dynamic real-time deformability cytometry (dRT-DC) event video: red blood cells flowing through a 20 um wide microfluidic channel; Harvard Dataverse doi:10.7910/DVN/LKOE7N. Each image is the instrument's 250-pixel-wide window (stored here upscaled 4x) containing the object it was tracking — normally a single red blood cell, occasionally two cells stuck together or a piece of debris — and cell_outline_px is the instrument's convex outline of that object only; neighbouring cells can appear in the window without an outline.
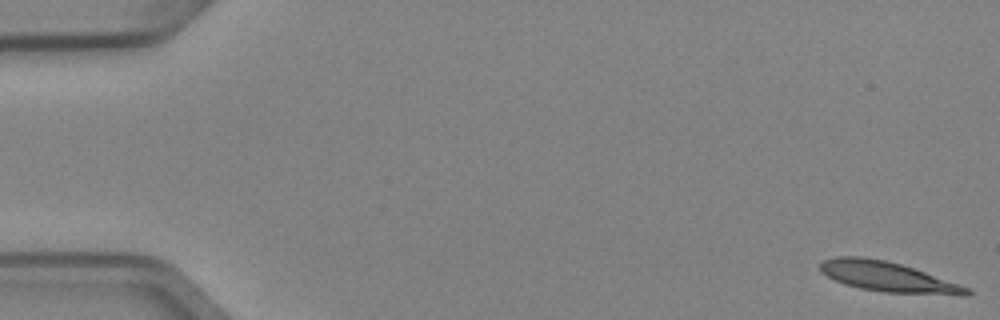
{"species": "Egyptian fruit bat (a non-hibernating species)", "species_latin": "Rousettus aegyptiacus", "temperature_condition": "cold", "stored_images_in_passage": 51, "camera_frame_rate_fps": 3000, "um_per_image_px": 0.085, "animal": {"sex": "female"}, "frame": {"image": 1, "passage_image": 1, "time_ms": 0.0, "image_size_px": [1000, 320], "cell_outline_px": [[972, 292], [968, 296], [960, 296], [884, 292], [860, 288], [844, 284], [820, 272], [820, 264], [824, 260], [836, 256], [860, 256], [884, 260], [900, 264], [972, 288]], "centroid_in_image_um": [75.52, 23.55], "position_along_channel_um": 9.5, "area_um2": 25.66}}
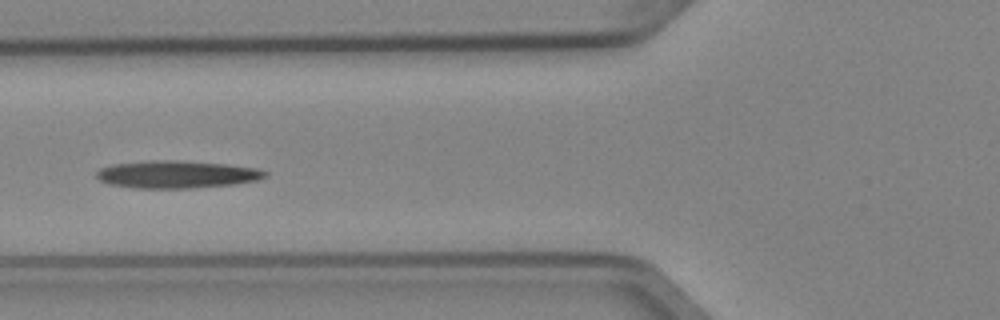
{"frame": {"image": 2, "passage_image": 20, "time_ms": 6.333, "image_size_px": [1000, 320], "cell_outline_px": [[268, 176], [256, 180], [236, 184], [192, 188], [136, 188], [108, 184], [100, 180], [96, 176], [96, 172], [100, 168], [112, 164], [148, 160], [176, 160], [228, 164], [256, 168], [268, 172]], "centroid_in_image_um": [15.02, 14.82], "position_along_channel_um": 110.8, "area_um2": 27.22}}
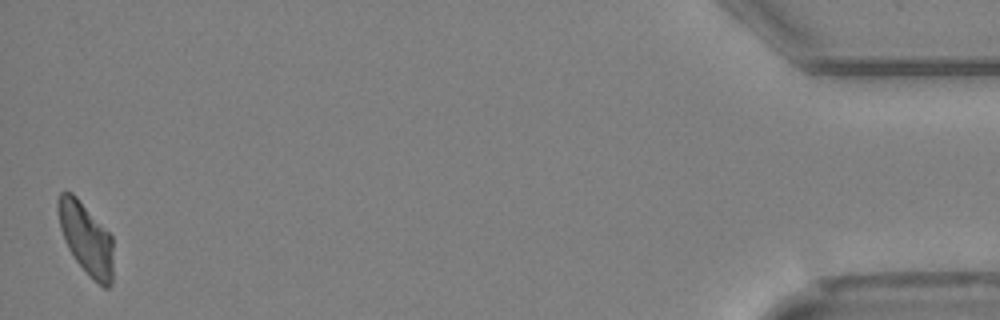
{"frame": {"image": 3, "passage_image": 51, "time_ms": 16.667, "image_size_px": [1000, 320], "cell_outline_px": [[112, 284], [108, 288], [104, 288], [88, 276], [76, 260], [68, 248], [64, 240], [60, 228], [56, 208], [56, 200], [60, 192], [72, 192], [76, 196], [112, 236]], "centroid_in_image_um": [7.29, 20.27], "position_along_channel_um": 427.9, "area_um2": 23.12}}